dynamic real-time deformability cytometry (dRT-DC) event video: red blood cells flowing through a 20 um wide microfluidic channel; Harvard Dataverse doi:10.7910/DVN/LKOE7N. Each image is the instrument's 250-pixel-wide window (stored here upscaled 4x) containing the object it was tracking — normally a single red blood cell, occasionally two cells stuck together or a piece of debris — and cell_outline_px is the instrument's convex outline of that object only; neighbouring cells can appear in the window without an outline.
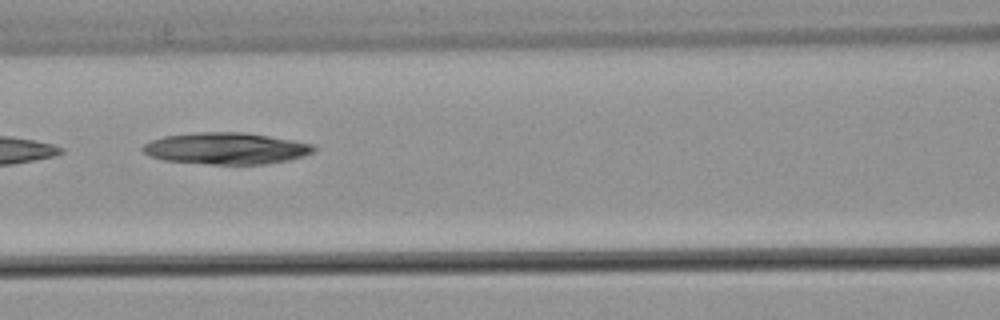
{"species": "common noctule bat (a hibernating species)", "species_latin": "Nyctalus noctula", "temperature_condition": "warm", "stored_images_in_passage": 7, "camera_frame_rate_fps": 3000, "um_per_image_px": 0.085, "animal": {"sex": "male", "body_mass_g": 21.5, "forearm_length_mm": 52.0}, "frame": {"image": 1, "passage_image": 7, "time_ms": 2.0, "image_size_px": [1000, 320], "cell_outline_px": [[316, 148], [312, 152], [304, 156], [288, 160], [264, 164], [212, 164], [164, 160], [152, 156], [144, 152], [140, 148], [144, 144], [152, 140], [164, 136], [196, 132], [240, 132], [268, 136], [292, 140], [312, 144]], "centroid_in_image_um": [19.21, 12.61], "position_along_channel_um": 147.4, "area_um2": 31.21}}